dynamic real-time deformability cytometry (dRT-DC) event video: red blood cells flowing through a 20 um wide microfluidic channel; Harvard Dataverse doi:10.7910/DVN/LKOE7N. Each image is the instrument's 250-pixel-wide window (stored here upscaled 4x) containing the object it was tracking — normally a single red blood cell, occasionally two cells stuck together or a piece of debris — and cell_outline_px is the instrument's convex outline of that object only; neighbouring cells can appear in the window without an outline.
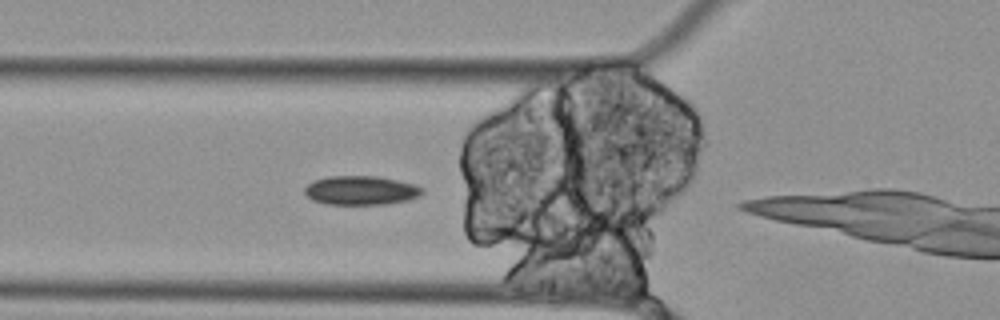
{"species": "Egyptian fruit bat (a non-hibernating species)", "species_latin": "Rousettus aegyptiacus", "temperature_condition": "cold", "stored_images_in_passage": 18, "camera_frame_rate_fps": 3000, "um_per_image_px": 0.085, "animal": {"sex": "female"}, "frame": {"image": 1, "passage_image": 3, "time_ms": 0.667, "image_size_px": [1000, 320], "cell_outline_px": [[424, 192], [420, 196], [408, 200], [388, 204], [324, 204], [312, 200], [304, 192], [304, 188], [312, 180], [328, 176], [376, 176], [416, 184], [424, 188]], "centroid_in_image_um": [30.69, 16.18], "position_along_channel_um": 95.1, "area_um2": 20.11}}
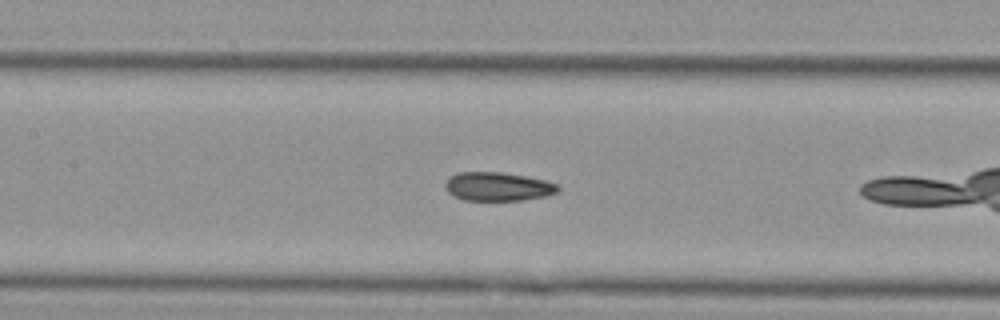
{"frame": {"image": 2, "passage_image": 9, "time_ms": 2.667, "image_size_px": [1000, 320], "cell_outline_px": [[560, 188], [556, 192], [548, 196], [520, 200], [464, 200], [452, 196], [444, 188], [444, 184], [456, 172], [500, 172], [524, 176], [544, 180], [560, 184]], "centroid_in_image_um": [42.31, 15.86], "position_along_channel_um": 165.1, "area_um2": 18.9}}
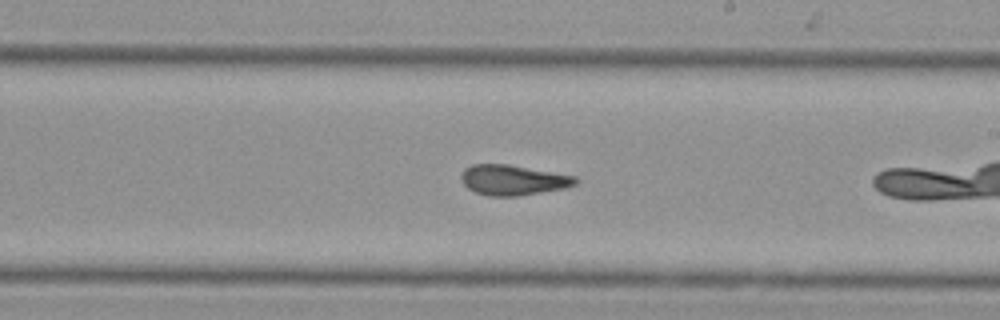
{"frame": {"image": 3, "passage_image": 16, "time_ms": 5.0, "image_size_px": [1000, 320], "cell_outline_px": [[580, 180], [576, 184], [568, 188], [520, 196], [488, 196], [476, 192], [468, 188], [460, 180], [460, 176], [464, 168], [472, 164], [508, 164], [576, 176]], "centroid_in_image_um": [43.63, 15.3], "position_along_channel_um": 245.4, "area_um2": 20.46}}